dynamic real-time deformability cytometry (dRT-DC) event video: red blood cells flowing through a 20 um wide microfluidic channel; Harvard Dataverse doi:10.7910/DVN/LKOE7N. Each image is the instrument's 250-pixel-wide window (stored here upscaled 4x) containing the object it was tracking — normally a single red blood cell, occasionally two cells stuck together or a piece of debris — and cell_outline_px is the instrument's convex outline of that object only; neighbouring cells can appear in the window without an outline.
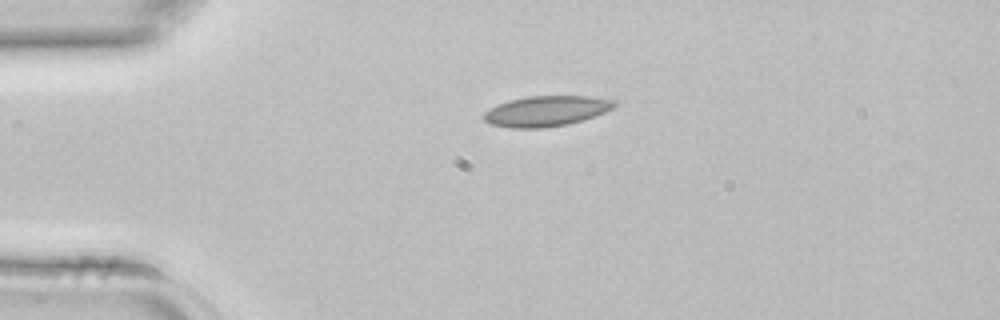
{"species": "common noctule bat (a hibernating species)", "species_latin": "Nyctalus noctula", "temperature_condition": "room temperature", "stored_images_in_passage": 2, "camera_frame_rate_fps": 3000, "um_per_image_px": 0.085, "animal": {"sex": "female", "body_mass_g": 22.7, "forearm_length_mm": 54.2}, "frame": {"image": 1, "passage_image": 1, "time_ms": 0.0, "image_size_px": [1000, 320], "cell_outline_px": [[616, 104], [612, 108], [596, 116], [568, 124], [544, 128], [512, 128], [492, 124], [484, 120], [484, 112], [500, 104], [512, 100], [528, 96], [588, 96], [616, 100]], "centroid_in_image_um": [46.47, 9.44], "position_along_channel_um": 38.5, "area_um2": 22.89}}